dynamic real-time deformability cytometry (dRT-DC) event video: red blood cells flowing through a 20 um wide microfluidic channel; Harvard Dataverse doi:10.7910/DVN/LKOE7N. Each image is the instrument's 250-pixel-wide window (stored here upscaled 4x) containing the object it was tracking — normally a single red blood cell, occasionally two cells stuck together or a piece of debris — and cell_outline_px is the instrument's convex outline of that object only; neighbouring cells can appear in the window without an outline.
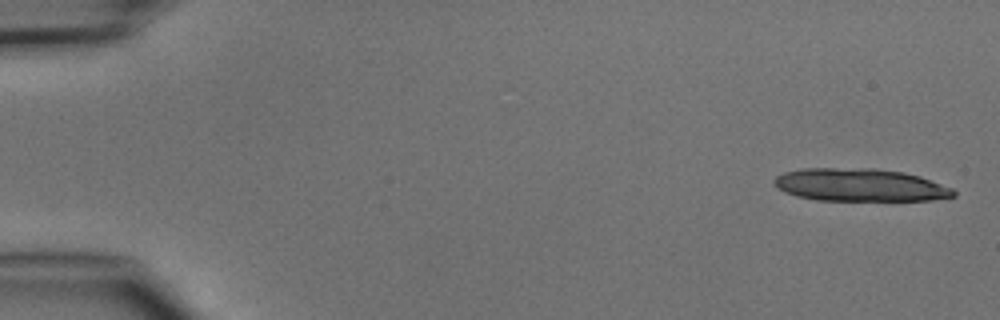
{"species": "common noctule bat (a hibernating species)", "species_latin": "Nyctalus noctula", "temperature_condition": "cold", "stored_images_in_passage": 6, "camera_frame_rate_fps": 3000, "um_per_image_px": 0.085, "animal": {"sex": "male", "body_mass_g": 15.6}, "frame": {"image": 1, "passage_image": 1, "time_ms": 0.0, "image_size_px": [1000, 320], "cell_outline_px": [[956, 196], [932, 200], [816, 200], [796, 196], [784, 192], [776, 188], [772, 180], [776, 176], [784, 172], [800, 168], [876, 168], [904, 172], [920, 176], [952, 188], [956, 192]], "centroid_in_image_um": [73.06, 15.72], "position_along_channel_um": 11.9, "area_um2": 34.51}}
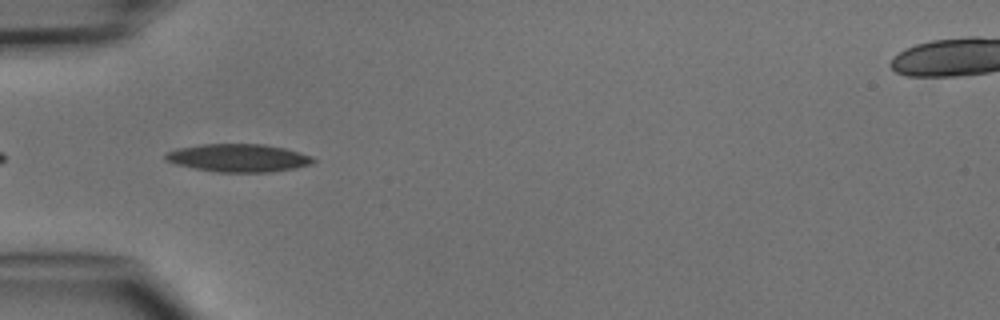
{"frame": {"image": 2, "passage_image": 5, "time_ms": 4.667, "image_size_px": [1000, 320], "cell_outline_px": [[316, 160], [312, 164], [296, 168], [272, 172], [216, 172], [192, 168], [176, 164], [164, 160], [164, 156], [168, 152], [180, 148], [200, 144], [264, 144], [284, 148], [312, 156]], "centroid_in_image_um": [20.27, 13.43], "position_along_channel_um": 64.7, "area_um2": 24.1}}